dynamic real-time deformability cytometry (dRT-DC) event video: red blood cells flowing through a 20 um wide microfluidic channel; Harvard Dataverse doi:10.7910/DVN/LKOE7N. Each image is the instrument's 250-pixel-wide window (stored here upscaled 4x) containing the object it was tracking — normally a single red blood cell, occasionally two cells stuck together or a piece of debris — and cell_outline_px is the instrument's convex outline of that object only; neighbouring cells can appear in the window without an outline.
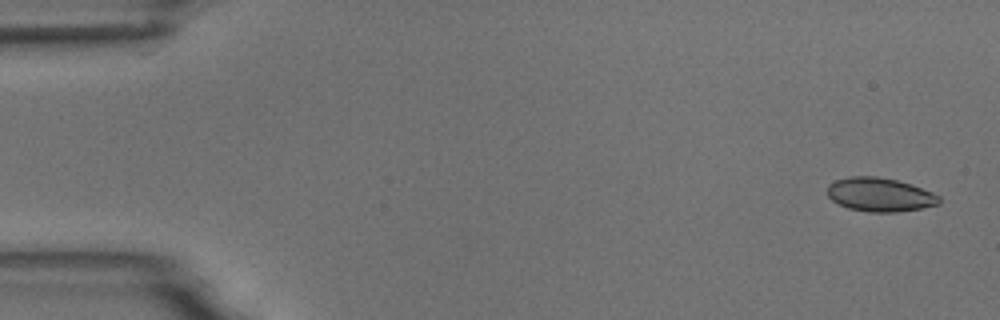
{"species": "common noctule bat (a hibernating species)", "species_latin": "Nyctalus noctula", "temperature_condition": "room temperature", "stored_images_in_passage": 6, "camera_frame_rate_fps": 3000, "um_per_image_px": 0.085, "animal": {"sex": "male", "body_mass_g": 18.8}, "frame": {"image": 1, "passage_image": 1, "time_ms": 0.0, "image_size_px": [1000, 320], "cell_outline_px": [[940, 204], [920, 208], [896, 212], [868, 212], [848, 208], [832, 200], [828, 196], [828, 184], [836, 180], [848, 176], [876, 176], [896, 180], [912, 184], [932, 192], [940, 196]], "centroid_in_image_um": [74.79, 16.54], "position_along_channel_um": 10.2, "area_um2": 22.02}}